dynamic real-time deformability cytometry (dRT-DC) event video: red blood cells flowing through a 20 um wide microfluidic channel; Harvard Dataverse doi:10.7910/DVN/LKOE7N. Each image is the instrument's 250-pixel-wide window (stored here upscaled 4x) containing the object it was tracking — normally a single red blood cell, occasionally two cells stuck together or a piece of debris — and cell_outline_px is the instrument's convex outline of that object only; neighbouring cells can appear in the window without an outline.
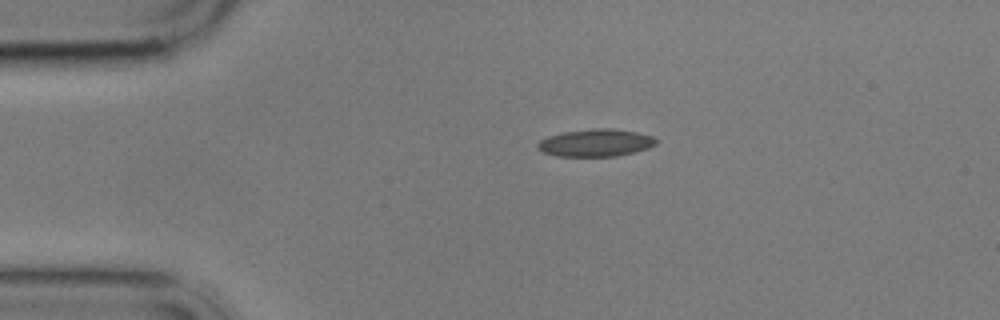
{"species": "common noctule bat (a hibernating species)", "species_latin": "Nyctalus noctula", "temperature_condition": "cold", "stored_images_in_passage": 2, "camera_frame_rate_fps": 3000, "um_per_image_px": 0.085, "animal": {"sex": "male", "body_mass_g": 17.9}, "frame": {"image": 1, "passage_image": 2, "time_ms": 2.333, "image_size_px": [1000, 320], "cell_outline_px": [[660, 140], [656, 144], [648, 148], [616, 156], [556, 156], [544, 152], [536, 148], [536, 144], [540, 140], [548, 136], [564, 132], [596, 128], [612, 128], [636, 132], [652, 136]], "centroid_in_image_um": [50.63, 12.13], "position_along_channel_um": 34.4, "area_um2": 18.9}}